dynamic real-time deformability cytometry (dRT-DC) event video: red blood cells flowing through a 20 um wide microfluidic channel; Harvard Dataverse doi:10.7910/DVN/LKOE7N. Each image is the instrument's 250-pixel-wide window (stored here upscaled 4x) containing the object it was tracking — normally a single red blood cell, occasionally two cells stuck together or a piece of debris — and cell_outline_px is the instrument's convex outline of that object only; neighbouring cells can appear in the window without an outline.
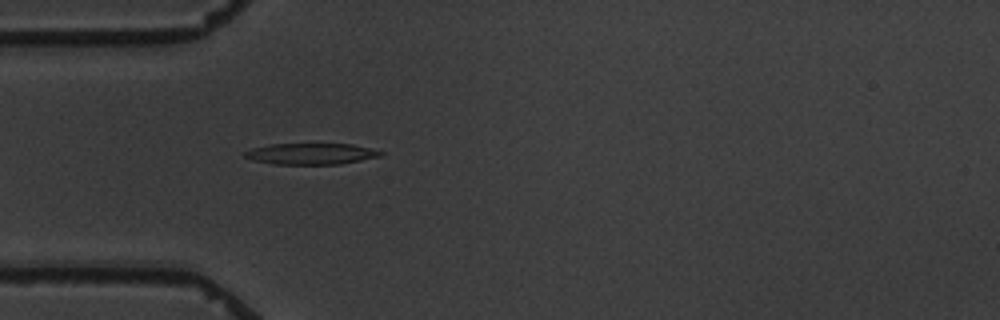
{"species": "common noctule bat (a hibernating species)", "species_latin": "Nyctalus noctula", "temperature_condition": "warm", "stored_images_in_passage": 5, "camera_frame_rate_fps": 3000, "um_per_image_px": 0.085, "animal": {"sex": "male", "body_mass_g": 19.5, "forearm_length_mm": 54.6}, "frame": {"image": 1, "passage_image": 5, "time_ms": 4.667, "image_size_px": [1000, 320], "cell_outline_px": [[384, 156], [340, 164], [272, 164], [252, 160], [244, 156], [244, 152], [252, 148], [268, 144], [352, 144], [384, 152]], "centroid_in_image_um": [26.44, 13.07], "position_along_channel_um": 58.6, "area_um2": 16.82}}